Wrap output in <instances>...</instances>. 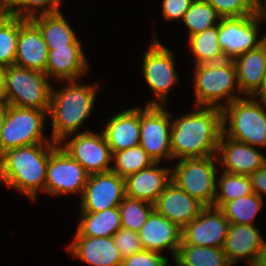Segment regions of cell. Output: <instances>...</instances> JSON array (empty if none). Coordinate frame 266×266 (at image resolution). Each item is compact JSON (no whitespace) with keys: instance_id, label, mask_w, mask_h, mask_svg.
Here are the masks:
<instances>
[{"instance_id":"obj_1","label":"cell","mask_w":266,"mask_h":266,"mask_svg":"<svg viewBox=\"0 0 266 266\" xmlns=\"http://www.w3.org/2000/svg\"><path fill=\"white\" fill-rule=\"evenodd\" d=\"M221 134V109L195 106L189 114L172 121V160L216 156Z\"/></svg>"},{"instance_id":"obj_2","label":"cell","mask_w":266,"mask_h":266,"mask_svg":"<svg viewBox=\"0 0 266 266\" xmlns=\"http://www.w3.org/2000/svg\"><path fill=\"white\" fill-rule=\"evenodd\" d=\"M57 143H39L10 149L0 155V182L16 189L30 201L45 192L50 152Z\"/></svg>"},{"instance_id":"obj_3","label":"cell","mask_w":266,"mask_h":266,"mask_svg":"<svg viewBox=\"0 0 266 266\" xmlns=\"http://www.w3.org/2000/svg\"><path fill=\"white\" fill-rule=\"evenodd\" d=\"M99 82L79 84L67 81V84L56 90L52 87L48 115L51 116V139L55 143L65 137L78 133L79 128L92 112L96 101Z\"/></svg>"},{"instance_id":"obj_4","label":"cell","mask_w":266,"mask_h":266,"mask_svg":"<svg viewBox=\"0 0 266 266\" xmlns=\"http://www.w3.org/2000/svg\"><path fill=\"white\" fill-rule=\"evenodd\" d=\"M194 70V106L222 109L240 98L236 95L241 90L233 60L197 65ZM223 99L225 102L221 104Z\"/></svg>"},{"instance_id":"obj_5","label":"cell","mask_w":266,"mask_h":266,"mask_svg":"<svg viewBox=\"0 0 266 266\" xmlns=\"http://www.w3.org/2000/svg\"><path fill=\"white\" fill-rule=\"evenodd\" d=\"M248 97L239 98L221 109L222 134L260 150L266 148V104L257 97Z\"/></svg>"},{"instance_id":"obj_6","label":"cell","mask_w":266,"mask_h":266,"mask_svg":"<svg viewBox=\"0 0 266 266\" xmlns=\"http://www.w3.org/2000/svg\"><path fill=\"white\" fill-rule=\"evenodd\" d=\"M49 79L45 72L8 66L5 74V101L18 108H36L48 112L52 91Z\"/></svg>"},{"instance_id":"obj_7","label":"cell","mask_w":266,"mask_h":266,"mask_svg":"<svg viewBox=\"0 0 266 266\" xmlns=\"http://www.w3.org/2000/svg\"><path fill=\"white\" fill-rule=\"evenodd\" d=\"M178 160L171 169V181L204 206H213L216 194V174L219 170L217 156Z\"/></svg>"},{"instance_id":"obj_8","label":"cell","mask_w":266,"mask_h":266,"mask_svg":"<svg viewBox=\"0 0 266 266\" xmlns=\"http://www.w3.org/2000/svg\"><path fill=\"white\" fill-rule=\"evenodd\" d=\"M47 111L36 108H18L9 105L4 125L0 132V155L21 146L55 143L44 136Z\"/></svg>"},{"instance_id":"obj_9","label":"cell","mask_w":266,"mask_h":266,"mask_svg":"<svg viewBox=\"0 0 266 266\" xmlns=\"http://www.w3.org/2000/svg\"><path fill=\"white\" fill-rule=\"evenodd\" d=\"M149 48L143 54V77L155 95V100L146 105L163 106L172 87L178 85L179 77L175 69L173 52L165 47L155 35L152 36Z\"/></svg>"},{"instance_id":"obj_10","label":"cell","mask_w":266,"mask_h":266,"mask_svg":"<svg viewBox=\"0 0 266 266\" xmlns=\"http://www.w3.org/2000/svg\"><path fill=\"white\" fill-rule=\"evenodd\" d=\"M170 113L164 106L145 105L140 108V146L154 160H172Z\"/></svg>"},{"instance_id":"obj_11","label":"cell","mask_w":266,"mask_h":266,"mask_svg":"<svg viewBox=\"0 0 266 266\" xmlns=\"http://www.w3.org/2000/svg\"><path fill=\"white\" fill-rule=\"evenodd\" d=\"M89 173L59 144L50 152L46 172V194L53 196L80 193L88 181Z\"/></svg>"},{"instance_id":"obj_12","label":"cell","mask_w":266,"mask_h":266,"mask_svg":"<svg viewBox=\"0 0 266 266\" xmlns=\"http://www.w3.org/2000/svg\"><path fill=\"white\" fill-rule=\"evenodd\" d=\"M69 136L72 137L69 138ZM69 136L58 144L89 174L111 170L112 152L103 132L98 134L84 130Z\"/></svg>"},{"instance_id":"obj_13","label":"cell","mask_w":266,"mask_h":266,"mask_svg":"<svg viewBox=\"0 0 266 266\" xmlns=\"http://www.w3.org/2000/svg\"><path fill=\"white\" fill-rule=\"evenodd\" d=\"M256 14L240 18H222L219 23V44L226 59L234 60L243 53L257 48L265 40H258L259 25Z\"/></svg>"},{"instance_id":"obj_14","label":"cell","mask_w":266,"mask_h":266,"mask_svg":"<svg viewBox=\"0 0 266 266\" xmlns=\"http://www.w3.org/2000/svg\"><path fill=\"white\" fill-rule=\"evenodd\" d=\"M125 197V178L112 171L90 174L81 196L80 212L118 207Z\"/></svg>"},{"instance_id":"obj_15","label":"cell","mask_w":266,"mask_h":266,"mask_svg":"<svg viewBox=\"0 0 266 266\" xmlns=\"http://www.w3.org/2000/svg\"><path fill=\"white\" fill-rule=\"evenodd\" d=\"M229 225L230 222L219 208L205 206L200 214L182 229L181 243L222 248Z\"/></svg>"},{"instance_id":"obj_16","label":"cell","mask_w":266,"mask_h":266,"mask_svg":"<svg viewBox=\"0 0 266 266\" xmlns=\"http://www.w3.org/2000/svg\"><path fill=\"white\" fill-rule=\"evenodd\" d=\"M219 167L225 172L249 176L266 163L265 155L247 143L220 136L217 150Z\"/></svg>"},{"instance_id":"obj_17","label":"cell","mask_w":266,"mask_h":266,"mask_svg":"<svg viewBox=\"0 0 266 266\" xmlns=\"http://www.w3.org/2000/svg\"><path fill=\"white\" fill-rule=\"evenodd\" d=\"M205 206L171 181L154 203V210L183 229Z\"/></svg>"},{"instance_id":"obj_18","label":"cell","mask_w":266,"mask_h":266,"mask_svg":"<svg viewBox=\"0 0 266 266\" xmlns=\"http://www.w3.org/2000/svg\"><path fill=\"white\" fill-rule=\"evenodd\" d=\"M48 54V46L39 28L30 19L19 17V37L14 65L45 72Z\"/></svg>"},{"instance_id":"obj_19","label":"cell","mask_w":266,"mask_h":266,"mask_svg":"<svg viewBox=\"0 0 266 266\" xmlns=\"http://www.w3.org/2000/svg\"><path fill=\"white\" fill-rule=\"evenodd\" d=\"M182 229L170 222L155 210L148 216L146 223L138 233L144 250L157 253L171 250L175 259L181 245Z\"/></svg>"},{"instance_id":"obj_20","label":"cell","mask_w":266,"mask_h":266,"mask_svg":"<svg viewBox=\"0 0 266 266\" xmlns=\"http://www.w3.org/2000/svg\"><path fill=\"white\" fill-rule=\"evenodd\" d=\"M254 225L230 223L222 250L231 265L246 259L248 266L255 262L265 239Z\"/></svg>"},{"instance_id":"obj_21","label":"cell","mask_w":266,"mask_h":266,"mask_svg":"<svg viewBox=\"0 0 266 266\" xmlns=\"http://www.w3.org/2000/svg\"><path fill=\"white\" fill-rule=\"evenodd\" d=\"M66 249L90 266H121L123 261L113 237L74 236Z\"/></svg>"},{"instance_id":"obj_22","label":"cell","mask_w":266,"mask_h":266,"mask_svg":"<svg viewBox=\"0 0 266 266\" xmlns=\"http://www.w3.org/2000/svg\"><path fill=\"white\" fill-rule=\"evenodd\" d=\"M82 48V45H67L49 50L45 74L63 83L83 78L89 64Z\"/></svg>"},{"instance_id":"obj_23","label":"cell","mask_w":266,"mask_h":266,"mask_svg":"<svg viewBox=\"0 0 266 266\" xmlns=\"http://www.w3.org/2000/svg\"><path fill=\"white\" fill-rule=\"evenodd\" d=\"M109 118L102 132L112 153L140 144V107L125 109Z\"/></svg>"},{"instance_id":"obj_24","label":"cell","mask_w":266,"mask_h":266,"mask_svg":"<svg viewBox=\"0 0 266 266\" xmlns=\"http://www.w3.org/2000/svg\"><path fill=\"white\" fill-rule=\"evenodd\" d=\"M159 162L125 178L126 196L154 204L171 182V169L161 168Z\"/></svg>"},{"instance_id":"obj_25","label":"cell","mask_w":266,"mask_h":266,"mask_svg":"<svg viewBox=\"0 0 266 266\" xmlns=\"http://www.w3.org/2000/svg\"><path fill=\"white\" fill-rule=\"evenodd\" d=\"M241 95L252 96L261 86L266 71V40L234 60Z\"/></svg>"},{"instance_id":"obj_26","label":"cell","mask_w":266,"mask_h":266,"mask_svg":"<svg viewBox=\"0 0 266 266\" xmlns=\"http://www.w3.org/2000/svg\"><path fill=\"white\" fill-rule=\"evenodd\" d=\"M41 31L44 42L49 50L67 47V45H81L74 29L62 12L42 14L30 19Z\"/></svg>"},{"instance_id":"obj_27","label":"cell","mask_w":266,"mask_h":266,"mask_svg":"<svg viewBox=\"0 0 266 266\" xmlns=\"http://www.w3.org/2000/svg\"><path fill=\"white\" fill-rule=\"evenodd\" d=\"M75 236L112 237L122 228L118 207L101 212H80Z\"/></svg>"},{"instance_id":"obj_28","label":"cell","mask_w":266,"mask_h":266,"mask_svg":"<svg viewBox=\"0 0 266 266\" xmlns=\"http://www.w3.org/2000/svg\"><path fill=\"white\" fill-rule=\"evenodd\" d=\"M219 24L189 38V46L195 57V66L226 60L219 44Z\"/></svg>"},{"instance_id":"obj_29","label":"cell","mask_w":266,"mask_h":266,"mask_svg":"<svg viewBox=\"0 0 266 266\" xmlns=\"http://www.w3.org/2000/svg\"><path fill=\"white\" fill-rule=\"evenodd\" d=\"M180 266H232L222 248L181 243L176 258Z\"/></svg>"},{"instance_id":"obj_30","label":"cell","mask_w":266,"mask_h":266,"mask_svg":"<svg viewBox=\"0 0 266 266\" xmlns=\"http://www.w3.org/2000/svg\"><path fill=\"white\" fill-rule=\"evenodd\" d=\"M252 193L253 189L249 176L221 171L220 175L217 174L213 207L220 208L226 202Z\"/></svg>"},{"instance_id":"obj_31","label":"cell","mask_w":266,"mask_h":266,"mask_svg":"<svg viewBox=\"0 0 266 266\" xmlns=\"http://www.w3.org/2000/svg\"><path fill=\"white\" fill-rule=\"evenodd\" d=\"M264 200L254 192L224 203L219 209L234 224L254 225L253 220L263 206Z\"/></svg>"},{"instance_id":"obj_32","label":"cell","mask_w":266,"mask_h":266,"mask_svg":"<svg viewBox=\"0 0 266 266\" xmlns=\"http://www.w3.org/2000/svg\"><path fill=\"white\" fill-rule=\"evenodd\" d=\"M113 161L114 166H111L110 171L123 178L148 168L155 163L140 145L112 153Z\"/></svg>"},{"instance_id":"obj_33","label":"cell","mask_w":266,"mask_h":266,"mask_svg":"<svg viewBox=\"0 0 266 266\" xmlns=\"http://www.w3.org/2000/svg\"><path fill=\"white\" fill-rule=\"evenodd\" d=\"M221 19L222 17L210 4L203 0H194L182 21L188 28L190 38L205 29L218 25Z\"/></svg>"},{"instance_id":"obj_34","label":"cell","mask_w":266,"mask_h":266,"mask_svg":"<svg viewBox=\"0 0 266 266\" xmlns=\"http://www.w3.org/2000/svg\"><path fill=\"white\" fill-rule=\"evenodd\" d=\"M118 208L122 228L139 232L154 210V204L126 196Z\"/></svg>"},{"instance_id":"obj_35","label":"cell","mask_w":266,"mask_h":266,"mask_svg":"<svg viewBox=\"0 0 266 266\" xmlns=\"http://www.w3.org/2000/svg\"><path fill=\"white\" fill-rule=\"evenodd\" d=\"M19 37V17L5 15L0 20V65L15 64Z\"/></svg>"},{"instance_id":"obj_36","label":"cell","mask_w":266,"mask_h":266,"mask_svg":"<svg viewBox=\"0 0 266 266\" xmlns=\"http://www.w3.org/2000/svg\"><path fill=\"white\" fill-rule=\"evenodd\" d=\"M64 0H7L6 14L31 19L42 14L61 12Z\"/></svg>"},{"instance_id":"obj_37","label":"cell","mask_w":266,"mask_h":266,"mask_svg":"<svg viewBox=\"0 0 266 266\" xmlns=\"http://www.w3.org/2000/svg\"><path fill=\"white\" fill-rule=\"evenodd\" d=\"M222 18H240L256 13V0H203Z\"/></svg>"},{"instance_id":"obj_38","label":"cell","mask_w":266,"mask_h":266,"mask_svg":"<svg viewBox=\"0 0 266 266\" xmlns=\"http://www.w3.org/2000/svg\"><path fill=\"white\" fill-rule=\"evenodd\" d=\"M112 237L123 259L144 250L137 232L121 228Z\"/></svg>"},{"instance_id":"obj_39","label":"cell","mask_w":266,"mask_h":266,"mask_svg":"<svg viewBox=\"0 0 266 266\" xmlns=\"http://www.w3.org/2000/svg\"><path fill=\"white\" fill-rule=\"evenodd\" d=\"M168 261L161 253L142 250L124 258L121 266H165Z\"/></svg>"},{"instance_id":"obj_40","label":"cell","mask_w":266,"mask_h":266,"mask_svg":"<svg viewBox=\"0 0 266 266\" xmlns=\"http://www.w3.org/2000/svg\"><path fill=\"white\" fill-rule=\"evenodd\" d=\"M194 0H162V15L165 20H183Z\"/></svg>"},{"instance_id":"obj_41","label":"cell","mask_w":266,"mask_h":266,"mask_svg":"<svg viewBox=\"0 0 266 266\" xmlns=\"http://www.w3.org/2000/svg\"><path fill=\"white\" fill-rule=\"evenodd\" d=\"M252 189L259 197H263L262 194H266V163L249 175Z\"/></svg>"},{"instance_id":"obj_42","label":"cell","mask_w":266,"mask_h":266,"mask_svg":"<svg viewBox=\"0 0 266 266\" xmlns=\"http://www.w3.org/2000/svg\"><path fill=\"white\" fill-rule=\"evenodd\" d=\"M256 16L261 23L266 21V0H256ZM266 40V34L263 36Z\"/></svg>"},{"instance_id":"obj_43","label":"cell","mask_w":266,"mask_h":266,"mask_svg":"<svg viewBox=\"0 0 266 266\" xmlns=\"http://www.w3.org/2000/svg\"><path fill=\"white\" fill-rule=\"evenodd\" d=\"M252 266H266V240L262 244L257 258Z\"/></svg>"},{"instance_id":"obj_44","label":"cell","mask_w":266,"mask_h":266,"mask_svg":"<svg viewBox=\"0 0 266 266\" xmlns=\"http://www.w3.org/2000/svg\"><path fill=\"white\" fill-rule=\"evenodd\" d=\"M256 96L259 98L258 100L266 104V71L264 73L260 88L252 95V97Z\"/></svg>"},{"instance_id":"obj_45","label":"cell","mask_w":266,"mask_h":266,"mask_svg":"<svg viewBox=\"0 0 266 266\" xmlns=\"http://www.w3.org/2000/svg\"><path fill=\"white\" fill-rule=\"evenodd\" d=\"M5 74L6 67L0 65V101H5Z\"/></svg>"},{"instance_id":"obj_46","label":"cell","mask_w":266,"mask_h":266,"mask_svg":"<svg viewBox=\"0 0 266 266\" xmlns=\"http://www.w3.org/2000/svg\"><path fill=\"white\" fill-rule=\"evenodd\" d=\"M9 109V104L6 101H0V132L5 122Z\"/></svg>"},{"instance_id":"obj_47","label":"cell","mask_w":266,"mask_h":266,"mask_svg":"<svg viewBox=\"0 0 266 266\" xmlns=\"http://www.w3.org/2000/svg\"><path fill=\"white\" fill-rule=\"evenodd\" d=\"M0 8L6 11L7 9V0H0Z\"/></svg>"},{"instance_id":"obj_48","label":"cell","mask_w":266,"mask_h":266,"mask_svg":"<svg viewBox=\"0 0 266 266\" xmlns=\"http://www.w3.org/2000/svg\"><path fill=\"white\" fill-rule=\"evenodd\" d=\"M6 15V11L0 8V20Z\"/></svg>"},{"instance_id":"obj_49","label":"cell","mask_w":266,"mask_h":266,"mask_svg":"<svg viewBox=\"0 0 266 266\" xmlns=\"http://www.w3.org/2000/svg\"><path fill=\"white\" fill-rule=\"evenodd\" d=\"M174 263L176 264V266H180L175 260H174ZM169 264H170V263H169V261H168V263H167L165 266H170Z\"/></svg>"}]
</instances>
